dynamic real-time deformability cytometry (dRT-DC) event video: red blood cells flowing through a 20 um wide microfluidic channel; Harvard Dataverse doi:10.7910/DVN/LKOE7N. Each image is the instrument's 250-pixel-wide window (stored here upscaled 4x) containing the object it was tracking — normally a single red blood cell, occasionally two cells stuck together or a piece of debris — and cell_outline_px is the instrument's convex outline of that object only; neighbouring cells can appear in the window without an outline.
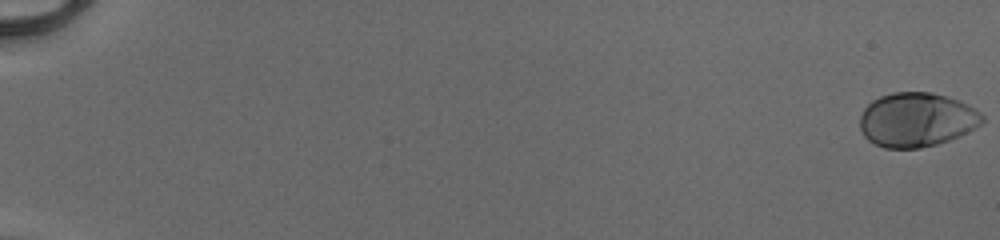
{"species": "human", "species_latin": "Homo sapiens", "temperature_condition": "cold", "stored_images_in_passage": 23, "camera_frame_rate_fps": 3000, "um_per_image_px": 0.085, "donor": {"sex": "male"}, "frame": {"image": 1, "passage_image": 1, "time_ms": 0.0, "image_size_px": [1000, 240], "cell_outline_px": [[984, 120], [976, 128], [960, 136], [936, 144], [920, 148], [884, 148], [868, 140], [864, 136], [860, 128], [860, 116], [864, 108], [872, 100], [880, 96], [892, 92], [932, 92], [948, 96], [968, 104], [980, 112], [984, 116]], "centroid_in_image_um": [77.92, 10.17], "position_along_channel_um": 7.1, "area_um2": 38.9}}
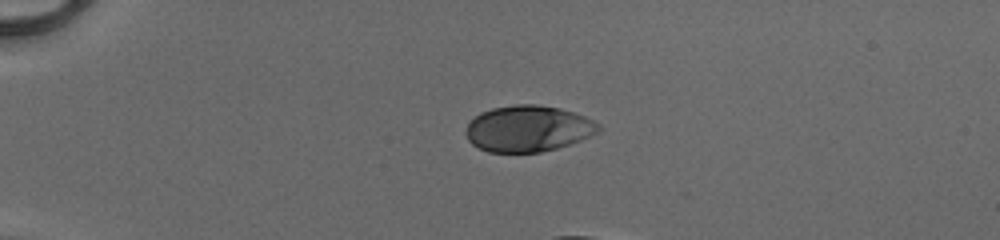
{"frame": {"image": 2, "passage_image": 15, "time_ms": 4.667, "image_size_px": [1000, 240], "cell_outline_px": [[600, 128], [596, 132], [580, 140], [556, 148], [540, 152], [488, 152], [472, 144], [468, 140], [464, 132], [468, 124], [480, 112], [492, 108], [516, 104], [536, 104], [560, 108], [584, 116], [600, 124]], "centroid_in_image_um": [44.85, 10.93], "position_along_channel_um": 40.2, "area_um2": 35.49}}